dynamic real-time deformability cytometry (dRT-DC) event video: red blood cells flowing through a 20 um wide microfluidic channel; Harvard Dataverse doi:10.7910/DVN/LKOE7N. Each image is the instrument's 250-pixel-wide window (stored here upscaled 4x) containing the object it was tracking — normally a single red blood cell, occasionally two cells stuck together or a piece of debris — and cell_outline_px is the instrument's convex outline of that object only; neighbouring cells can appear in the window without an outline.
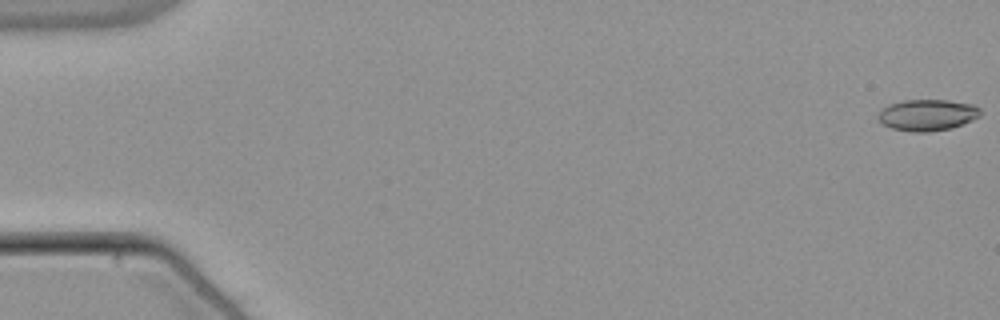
{"species": "common noctule bat (a hibernating species)", "species_latin": "Nyctalus noctula", "temperature_condition": "warm", "stored_images_in_passage": 55, "camera_frame_rate_fps": 3000, "um_per_image_px": 0.085, "animal": {"sex": "male", "body_mass_g": 21.5, "forearm_length_mm": 52.0}, "frame": {"image": 1, "passage_image": 1, "time_ms": 0.0, "image_size_px": [1000, 320], "cell_outline_px": [[980, 116], [964, 124], [952, 128], [928, 132], [912, 132], [892, 128], [880, 124], [876, 116], [884, 108], [892, 104], [904, 100], [948, 100], [972, 104], [980, 108]], "centroid_in_image_um": [78.83, 9.79], "position_along_channel_um": 6.2, "area_um2": 18.73}}
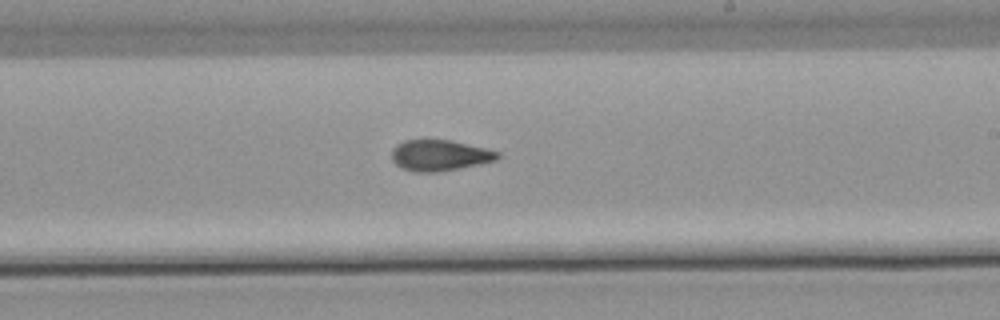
{"frame": {"image": 2, "passage_image": 33, "time_ms": 10.667, "image_size_px": [1000, 320], "cell_outline_px": [[500, 156], [496, 160], [460, 168], [436, 172], [416, 172], [400, 168], [392, 160], [392, 148], [396, 144], [404, 140], [452, 140], [500, 152]], "centroid_in_image_um": [37.34, 13.2], "position_along_channel_um": 251.7, "area_um2": 19.07}}
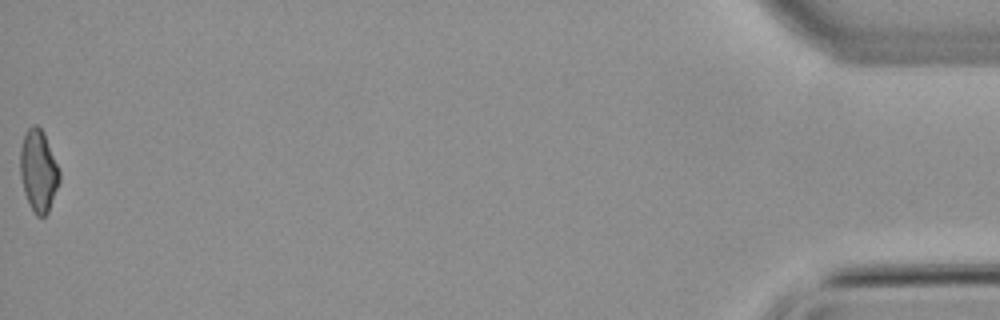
{"frame": {"image": 3, "passage_image": 55, "time_ms": 18.0, "image_size_px": [1000, 320], "cell_outline_px": [[60, 180], [48, 212], [44, 216], [36, 216], [24, 192], [20, 176], [20, 148], [24, 136], [28, 128], [32, 124], [36, 124], [44, 132], [60, 172]], "centroid_in_image_um": [3.26, 14.49], "position_along_channel_um": 431.9, "area_um2": 18.55}, "authors_computed_cell_mechanics": {"area_um2": 18.9584, "velocity_mm_per_s": 3.8252, "shape_relaxation_time_tau1_ms": null, "shape_relaxation_time_tau2_ms": 3.4076, "deformation_change_tau1": null, "deformation_change_tau2": 0.0891}}